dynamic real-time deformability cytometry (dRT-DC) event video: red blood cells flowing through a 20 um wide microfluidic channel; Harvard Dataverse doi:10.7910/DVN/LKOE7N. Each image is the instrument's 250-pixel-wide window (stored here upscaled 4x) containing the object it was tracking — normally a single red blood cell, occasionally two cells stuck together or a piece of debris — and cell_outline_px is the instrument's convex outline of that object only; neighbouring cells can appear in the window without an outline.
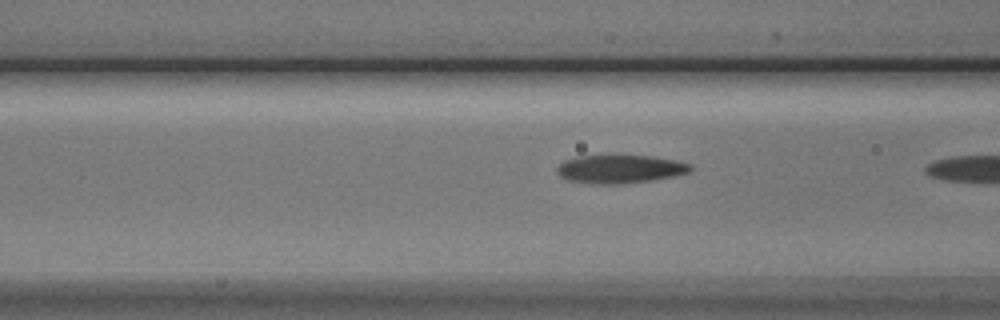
{"species": "Egyptian fruit bat (a non-hibernating species)", "species_latin": "Rousettus aegyptiacus", "temperature_condition": "cold", "stored_images_in_passage": 5, "camera_frame_rate_fps": 3000, "um_per_image_px": 0.085, "animal": {"sex": "male"}, "frame": {"image": 1, "passage_image": 4, "time_ms": 1.0, "image_size_px": [1000, 320], "cell_outline_px": [[692, 168], [688, 172], [672, 176], [648, 180], [616, 184], [596, 184], [568, 180], [560, 176], [556, 172], [556, 168], [564, 160], [576, 156], [652, 156], [676, 160], [692, 164]], "centroid_in_image_um": [52.66, 14.36], "position_along_channel_um": 113.9, "area_um2": 21.73}}